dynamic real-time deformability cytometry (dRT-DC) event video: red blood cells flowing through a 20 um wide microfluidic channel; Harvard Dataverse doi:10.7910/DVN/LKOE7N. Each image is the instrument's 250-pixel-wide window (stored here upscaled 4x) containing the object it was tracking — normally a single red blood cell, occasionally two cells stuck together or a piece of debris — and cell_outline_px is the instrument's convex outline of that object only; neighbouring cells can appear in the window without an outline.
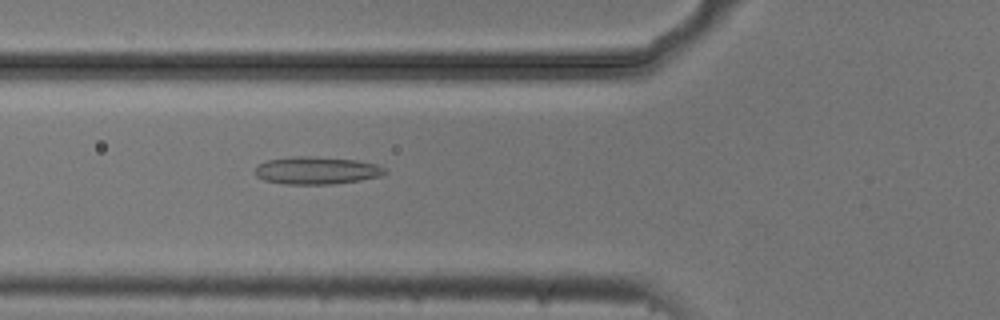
{"species": "common noctule bat (a hibernating species)", "species_latin": "Nyctalus noctula", "temperature_condition": "cold", "stored_images_in_passage": 47, "camera_frame_rate_fps": 3000, "um_per_image_px": 0.085, "animal": {"sex": "male", "body_mass_g": 20.5, "forearm_length_mm": 52.5}, "frame": {"image": 1, "passage_image": 16, "time_ms": 5.0, "image_size_px": [1000, 320], "cell_outline_px": [[388, 172], [380, 176], [360, 180], [332, 184], [284, 184], [264, 180], [256, 176], [256, 164], [268, 160], [292, 156], [308, 156], [356, 160], [376, 164], [388, 168]], "centroid_in_image_um": [26.92, 14.49], "position_along_channel_um": 98.9, "area_um2": 20.92}}
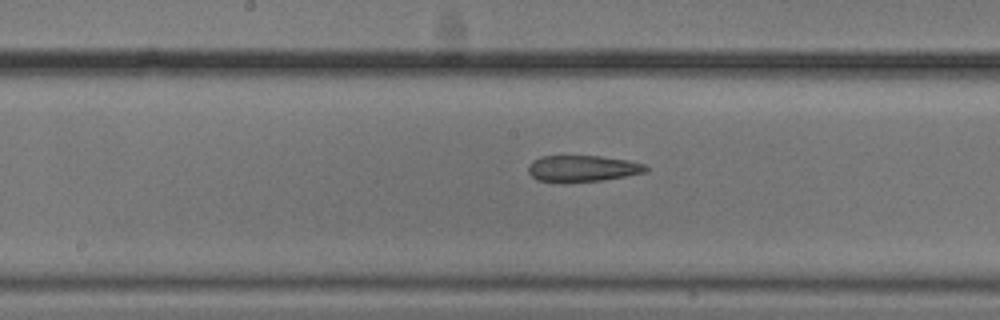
{"frame": {"image": 2, "passage_image": 24, "time_ms": 7.667, "image_size_px": [1000, 320], "cell_outline_px": [[648, 172], [604, 180], [564, 184], [552, 184], [536, 180], [528, 172], [528, 164], [532, 160], [540, 156], [600, 156], [628, 160], [644, 164], [648, 168]], "centroid_in_image_um": [49.45, 14.36], "position_along_channel_um": 198.8, "area_um2": 18.79}}
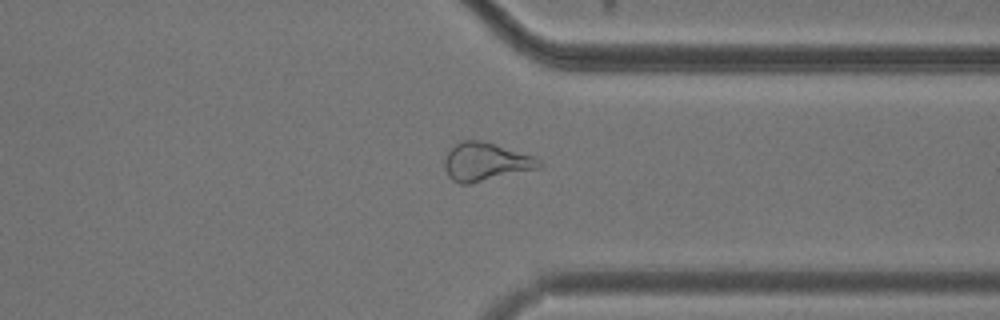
{"frame": {"image": 3, "passage_image": 38, "time_ms": 12.333, "image_size_px": [1000, 320], "cell_outline_px": [[544, 164], [540, 168], [468, 184], [460, 184], [452, 180], [448, 176], [444, 168], [444, 160], [448, 152], [460, 140], [480, 140], [536, 156]], "centroid_in_image_um": [41.29, 13.75], "position_along_channel_um": 370.1, "area_um2": 21.1}}